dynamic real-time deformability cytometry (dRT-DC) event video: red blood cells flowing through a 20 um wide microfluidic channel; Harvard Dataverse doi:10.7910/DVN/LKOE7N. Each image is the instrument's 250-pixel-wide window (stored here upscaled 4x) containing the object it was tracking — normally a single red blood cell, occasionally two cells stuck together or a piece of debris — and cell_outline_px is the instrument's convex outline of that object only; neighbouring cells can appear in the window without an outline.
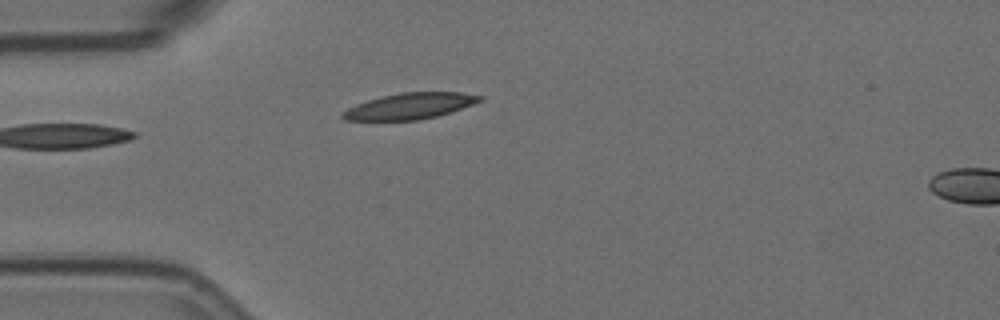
{"species": "Egyptian fruit bat (a non-hibernating species)", "species_latin": "Rousettus aegyptiacus", "temperature_condition": "room temperature", "stored_images_in_passage": 4, "segment_of_instrument_passage": [1, 2], "camera_frame_rate_fps": 3000, "um_per_image_px": 0.085, "animal": {"sex": "female"}, "frame": {"image": 1, "passage_image": 3, "time_ms": 0.667, "image_size_px": [1000, 320], "cell_outline_px": [[484, 100], [452, 112], [420, 120], [344, 120], [340, 116], [340, 112], [356, 104], [368, 100], [400, 92], [460, 92], [484, 96]], "centroid_in_image_um": [34.86, 9.01], "position_along_channel_um": 50.1, "area_um2": 20.92}}